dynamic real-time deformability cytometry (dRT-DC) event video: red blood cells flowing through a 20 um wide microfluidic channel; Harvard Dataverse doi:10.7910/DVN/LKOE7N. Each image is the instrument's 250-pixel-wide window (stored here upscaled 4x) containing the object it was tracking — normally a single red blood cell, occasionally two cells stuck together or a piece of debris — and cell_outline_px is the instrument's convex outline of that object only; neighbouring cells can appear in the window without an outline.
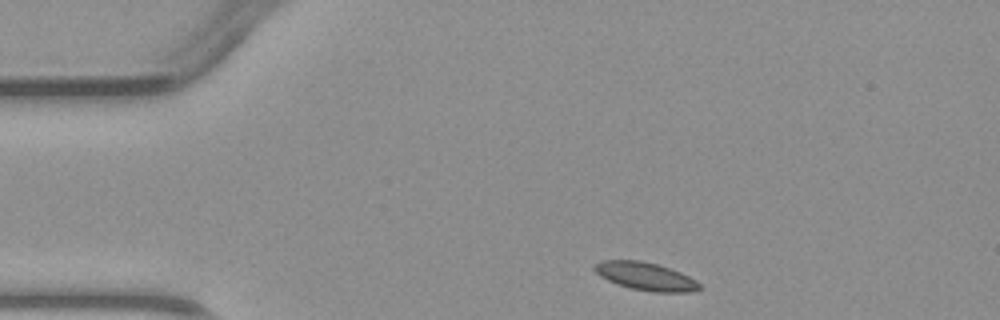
{"species": "common noctule bat (a hibernating species)", "species_latin": "Nyctalus noctula", "temperature_condition": "warm", "stored_images_in_passage": 3, "camera_frame_rate_fps": 3000, "um_per_image_px": 0.085, "animal": {"sex": "male", "body_mass_g": 23.1, "forearm_length_mm": 52.7}, "frame": {"image": 1, "passage_image": 1, "time_ms": 0.0, "image_size_px": [1000, 320], "cell_outline_px": [[700, 288], [692, 292], [652, 292], [632, 288], [616, 284], [600, 276], [592, 268], [600, 260], [640, 260], [656, 264], [680, 272], [696, 280], [700, 284]], "centroid_in_image_um": [54.86, 23.49], "position_along_channel_um": 30.1, "area_um2": 16.99}}
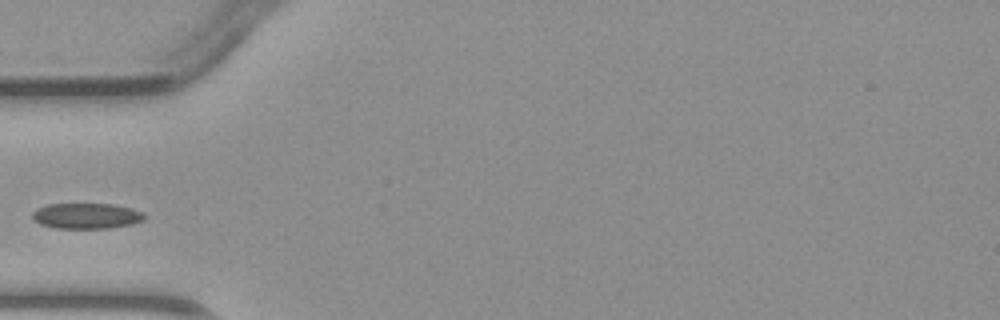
{"frame": {"image": 2, "passage_image": 3, "time_ms": 2.333, "image_size_px": [1000, 320], "cell_outline_px": [[144, 220], [132, 224], [108, 228], [56, 228], [40, 224], [32, 216], [32, 212], [36, 208], [48, 204], [112, 204], [132, 208], [144, 212]], "centroid_in_image_um": [7.36, 18.34], "position_along_channel_um": 77.6, "area_um2": 16.7}}